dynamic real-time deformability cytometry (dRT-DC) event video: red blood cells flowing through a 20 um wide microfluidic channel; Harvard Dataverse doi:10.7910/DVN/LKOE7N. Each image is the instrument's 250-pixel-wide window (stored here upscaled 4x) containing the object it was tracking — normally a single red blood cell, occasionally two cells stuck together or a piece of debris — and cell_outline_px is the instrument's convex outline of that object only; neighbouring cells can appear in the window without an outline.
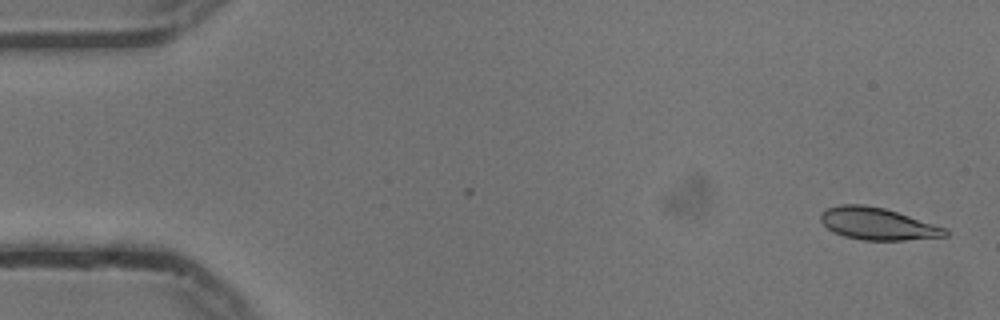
{"species": "common noctule bat (a hibernating species)", "species_latin": "Nyctalus noctula", "temperature_condition": "cold", "stored_images_in_passage": 53, "camera_frame_rate_fps": 3000, "um_per_image_px": 0.085, "animal": {"sex": "male", "body_mass_g": 13.3}, "frame": {"image": 1, "passage_image": 1, "time_ms": 0.0, "image_size_px": [1000, 320], "cell_outline_px": [[948, 236], [904, 240], [864, 240], [844, 236], [828, 228], [820, 220], [820, 212], [824, 208], [840, 204], [864, 204], [884, 208], [944, 228], [948, 232]], "centroid_in_image_um": [74.52, 19.01], "position_along_channel_um": 10.5, "area_um2": 23.0}}
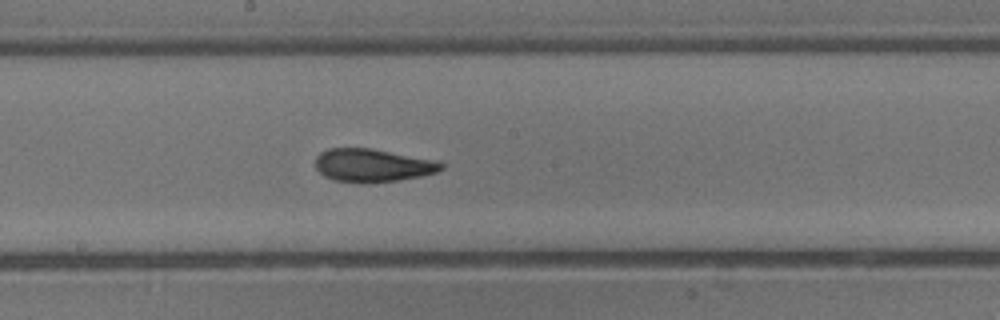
{"frame": {"image": 2, "passage_image": 28, "time_ms": 9.0, "image_size_px": [1000, 320], "cell_outline_px": [[444, 168], [436, 172], [420, 176], [400, 180], [364, 184], [336, 180], [324, 176], [316, 168], [316, 156], [320, 152], [328, 148], [368, 148], [436, 160], [444, 164]], "centroid_in_image_um": [31.66, 14.06], "position_along_channel_um": 216.5, "area_um2": 24.28}}
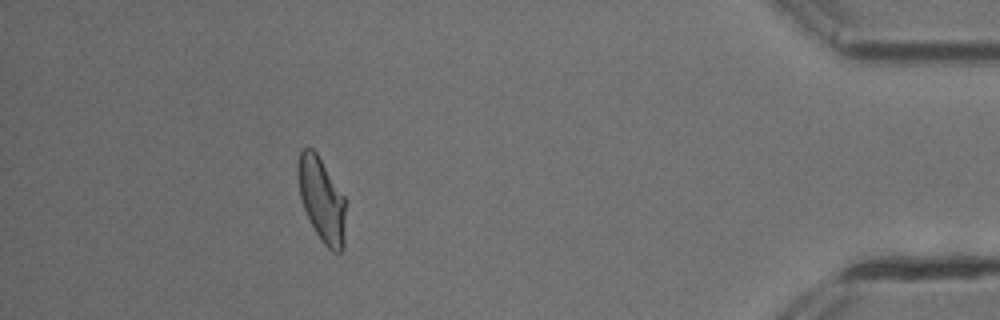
{"frame": {"image": 3, "passage_image": 48, "time_ms": 15.667, "image_size_px": [1000, 320], "cell_outline_px": [[344, 248], [340, 252], [332, 252], [320, 240], [304, 208], [300, 196], [296, 172], [296, 164], [300, 148], [312, 148], [316, 152], [344, 196]], "centroid_in_image_um": [27.31, 16.94], "position_along_channel_um": 407.9, "area_um2": 23.29}, "authors_computed_cell_mechanics": {"area_um2": 23.7558, "velocity_mm_per_s": 3.7288, "shape_relaxation_time_tau1_ms": 5.1712, "shape_relaxation_time_tau2_ms": 2.2825, "deformation_change_tau1": 0.1616, "deformation_change_tau2": 0.0805}}